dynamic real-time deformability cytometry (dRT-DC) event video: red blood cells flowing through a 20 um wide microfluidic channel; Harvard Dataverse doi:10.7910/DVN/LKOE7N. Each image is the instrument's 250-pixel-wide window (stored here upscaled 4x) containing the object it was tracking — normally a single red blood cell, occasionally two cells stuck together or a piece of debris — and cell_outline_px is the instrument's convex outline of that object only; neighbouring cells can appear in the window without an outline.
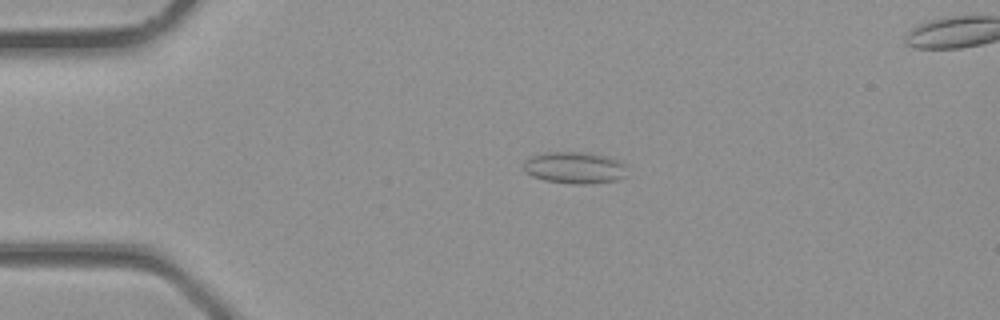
{"species": "common noctule bat (a hibernating species)", "species_latin": "Nyctalus noctula", "temperature_condition": "room temperature", "stored_images_in_passage": 5, "segment_of_instrument_passage": [1, 2], "camera_frame_rate_fps": 3000, "um_per_image_px": 0.085, "animal": {"sex": "male", "body_mass_g": 23.1, "forearm_length_mm": 52.7}, "frame": {"image": 1, "passage_image": 3, "time_ms": 0.667, "image_size_px": [1000, 320], "cell_outline_px": [[628, 164], [624, 176], [616, 180], [592, 184], [572, 184], [544, 180], [532, 176], [524, 172], [524, 160], [532, 156], [544, 152], [588, 152], [612, 156]], "centroid_in_image_um": [48.88, 14.24], "position_along_channel_um": 36.1, "area_um2": 19.65}}